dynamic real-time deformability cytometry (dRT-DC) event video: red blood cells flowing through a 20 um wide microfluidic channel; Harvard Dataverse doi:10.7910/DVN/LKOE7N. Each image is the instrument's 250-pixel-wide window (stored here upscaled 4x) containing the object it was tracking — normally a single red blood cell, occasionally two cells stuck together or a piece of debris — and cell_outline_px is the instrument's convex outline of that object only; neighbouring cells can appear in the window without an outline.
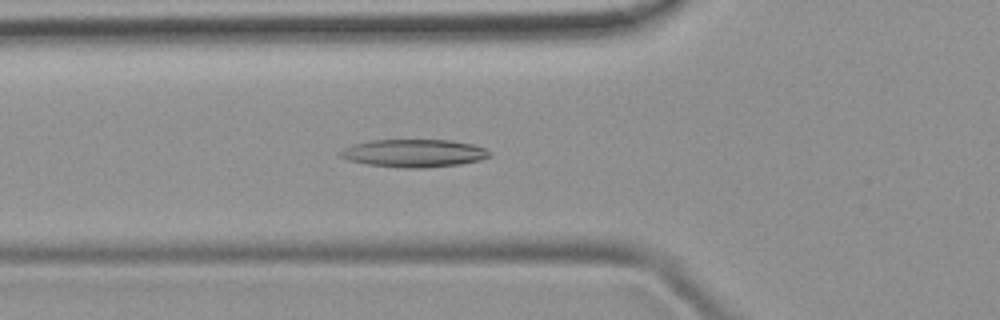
{"species": "common noctule bat (a hibernating species)", "species_latin": "Nyctalus noctula", "temperature_condition": "room temperature", "stored_images_in_passage": 47, "camera_frame_rate_fps": 3000, "um_per_image_px": 0.085, "animal": {"sex": "female", "body_mass_g": 19.9}, "frame": {"image": 1, "passage_image": 16, "time_ms": 5.0, "image_size_px": [1000, 320], "cell_outline_px": [[492, 156], [480, 160], [460, 164], [424, 168], [400, 168], [368, 164], [348, 160], [340, 156], [340, 152], [344, 148], [352, 144], [372, 140], [452, 140], [472, 144], [484, 148], [492, 152]], "centroid_in_image_um": [35.21, 13.02], "position_along_channel_um": 90.6, "area_um2": 24.28}}
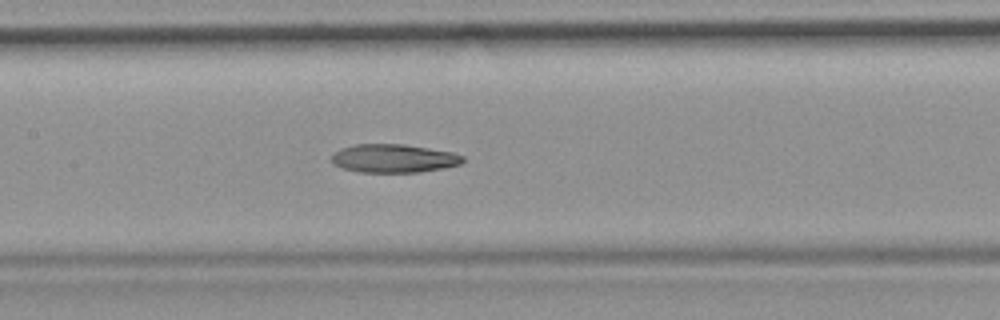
{"frame": {"image": 2, "passage_image": 22, "time_ms": 7.0, "image_size_px": [1000, 320], "cell_outline_px": [[464, 160], [460, 164], [444, 168], [420, 172], [360, 172], [344, 168], [332, 164], [328, 160], [340, 148], [356, 144], [404, 144], [452, 152], [464, 156]], "centroid_in_image_um": [33.45, 13.46], "position_along_channel_um": 174.0, "area_um2": 21.79}}
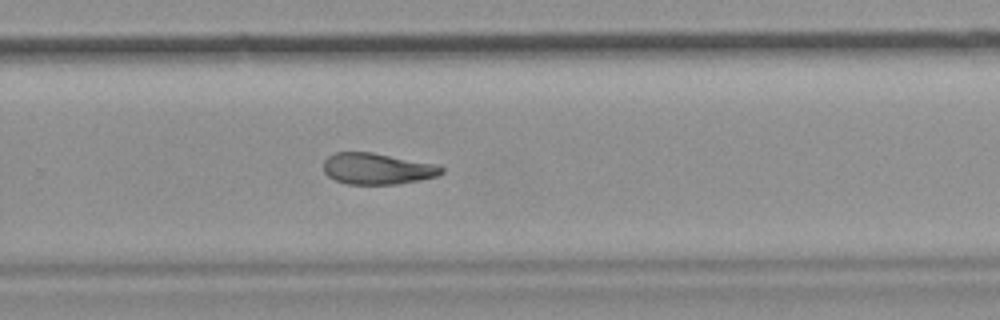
{"frame": {"image": 3, "passage_image": 31, "time_ms": 10.0, "image_size_px": [1000, 320], "cell_outline_px": [[444, 172], [436, 176], [420, 180], [396, 184], [348, 184], [336, 180], [328, 176], [324, 172], [324, 160], [328, 156], [336, 152], [372, 152], [432, 164], [444, 168]], "centroid_in_image_um": [32.03, 14.34], "position_along_channel_um": 297.8, "area_um2": 21.21}}